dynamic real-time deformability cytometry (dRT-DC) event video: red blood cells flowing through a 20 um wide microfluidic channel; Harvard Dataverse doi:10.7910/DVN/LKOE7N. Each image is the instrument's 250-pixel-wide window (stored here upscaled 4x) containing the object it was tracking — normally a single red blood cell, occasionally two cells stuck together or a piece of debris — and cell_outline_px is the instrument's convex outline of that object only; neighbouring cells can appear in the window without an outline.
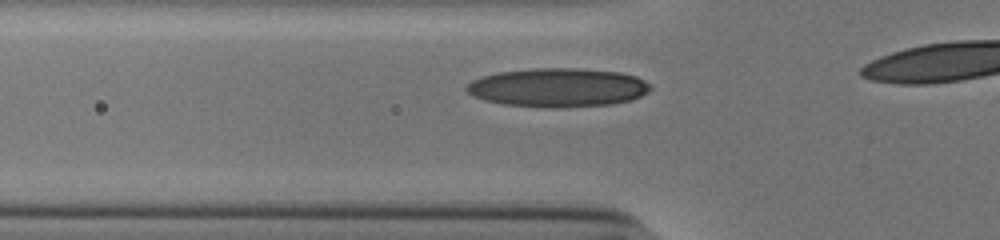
{"species": "human", "species_latin": "Homo sapiens", "temperature_condition": "cold", "stored_images_in_passage": 14, "camera_frame_rate_fps": 3000, "um_per_image_px": 0.085, "donor": {"sex": "male"}, "frame": {"image": 1, "passage_image": 5, "time_ms": 1.333, "image_size_px": [1000, 240], "cell_outline_px": [[652, 88], [648, 92], [640, 96], [628, 100], [612, 104], [552, 108], [504, 104], [484, 100], [472, 96], [464, 88], [472, 80], [484, 76], [500, 72], [532, 68], [576, 68], [620, 72], [636, 76], [644, 80]], "centroid_in_image_um": [47.41, 7.44], "position_along_channel_um": 78.4, "area_um2": 41.44}}
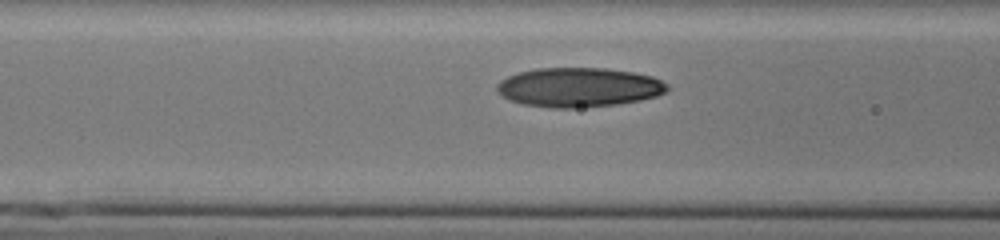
{"frame": {"image": 2, "passage_image": 8, "time_ms": 2.333, "image_size_px": [1000, 240], "cell_outline_px": [[668, 92], [656, 96], [640, 100], [616, 104], [572, 108], [552, 108], [520, 104], [508, 100], [496, 88], [496, 84], [500, 80], [508, 76], [520, 72], [536, 68], [608, 68], [632, 72], [652, 76], [668, 84]], "centroid_in_image_um": [49.19, 7.42], "position_along_channel_um": 117.4, "area_um2": 39.13}}
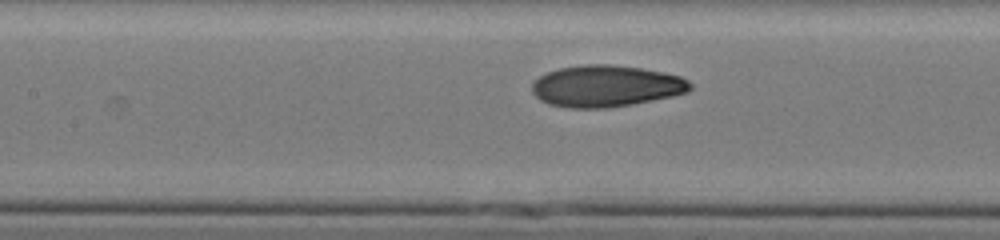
{"frame": {"image": 3, "passage_image": 11, "time_ms": 3.333, "image_size_px": [1000, 240], "cell_outline_px": [[692, 88], [688, 92], [672, 96], [632, 104], [604, 108], [572, 108], [548, 104], [540, 100], [532, 92], [532, 80], [548, 72], [560, 68], [584, 64], [608, 64], [640, 68], [664, 72], [680, 76], [688, 80], [692, 84]], "centroid_in_image_um": [51.5, 7.31], "position_along_channel_um": 155.9, "area_um2": 38.38}}